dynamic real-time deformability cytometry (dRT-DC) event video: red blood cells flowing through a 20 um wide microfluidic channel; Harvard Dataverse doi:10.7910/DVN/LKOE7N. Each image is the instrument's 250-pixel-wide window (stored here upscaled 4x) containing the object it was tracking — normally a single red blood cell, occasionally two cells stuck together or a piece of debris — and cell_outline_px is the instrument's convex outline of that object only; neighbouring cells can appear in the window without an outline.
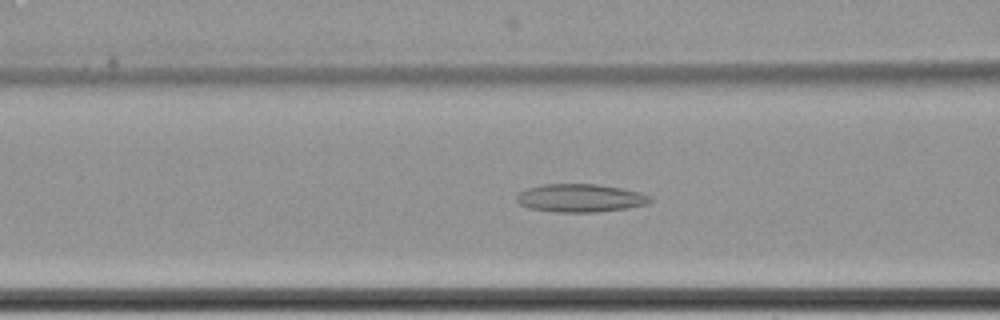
{"species": "common noctule bat (a hibernating species)", "species_latin": "Nyctalus noctula", "temperature_condition": "cold", "stored_images_in_passage": 57, "camera_frame_rate_fps": 3000, "um_per_image_px": 0.085, "animal": {"sex": "female", "body_mass_g": 22.7, "forearm_length_mm": 54.2}, "frame": {"image": 1, "passage_image": 22, "time_ms": 7.0, "image_size_px": [1000, 320], "cell_outline_px": [[652, 200], [648, 204], [628, 208], [596, 212], [556, 212], [528, 208], [520, 204], [516, 200], [516, 196], [524, 188], [540, 184], [596, 184], [620, 188], [640, 192], [652, 196]], "centroid_in_image_um": [49.31, 16.83], "position_along_channel_um": 117.3, "area_um2": 22.08}}
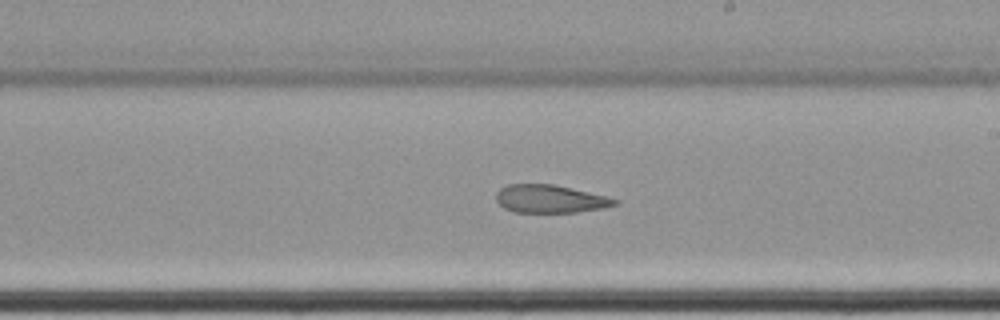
{"frame": {"image": 2, "passage_image": 33, "time_ms": 10.667, "image_size_px": [1000, 320], "cell_outline_px": [[620, 204], [604, 208], [576, 212], [512, 212], [504, 208], [496, 200], [496, 192], [500, 188], [508, 184], [556, 184], [608, 196], [620, 200]], "centroid_in_image_um": [46.8, 16.9], "position_along_channel_um": 242.2, "area_um2": 19.65}}
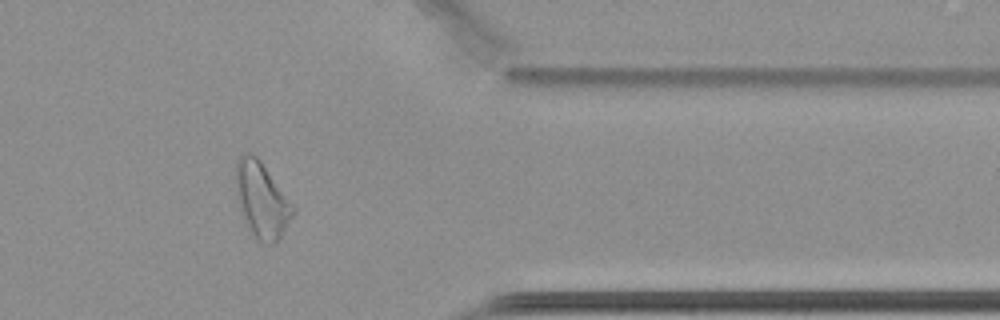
{"frame": {"image": 3, "passage_image": 47, "time_ms": 15.333, "image_size_px": [1000, 320], "cell_outline_px": [[296, 212], [280, 236], [272, 244], [264, 244], [248, 228], [240, 208], [236, 192], [236, 160], [244, 152], [252, 152], [260, 160], [296, 208]], "centroid_in_image_um": [22.25, 16.96], "position_along_channel_um": 389.1, "area_um2": 24.85}, "authors_computed_cell_mechanics": {"area_um2": 24.3916, "velocity_mm_per_s": 3.4101, "shape_relaxation_time_tau1_ms": null, "shape_relaxation_time_tau2_ms": 5.289, "deformation_change_tau1": null, "deformation_change_tau2": 0.109}}